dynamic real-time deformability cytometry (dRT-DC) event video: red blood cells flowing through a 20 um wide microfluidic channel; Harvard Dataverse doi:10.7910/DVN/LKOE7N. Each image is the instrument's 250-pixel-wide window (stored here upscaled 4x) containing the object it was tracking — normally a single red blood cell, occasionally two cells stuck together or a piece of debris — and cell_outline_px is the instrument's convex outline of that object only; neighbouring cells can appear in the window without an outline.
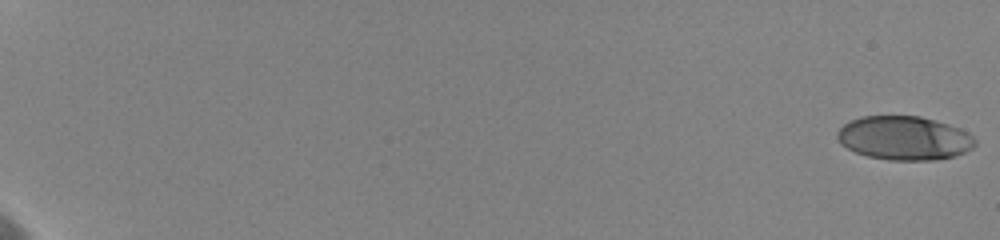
{"species": "human", "species_latin": "Homo sapiens", "temperature_condition": "cold", "stored_images_in_passage": 60, "camera_frame_rate_fps": 3000, "um_per_image_px": 0.085, "donor": {"sex": "female"}, "frame": {"image": 1, "passage_image": 1, "time_ms": 0.0, "image_size_px": [1000, 240], "cell_outline_px": [[976, 144], [972, 148], [956, 156], [936, 160], [888, 160], [868, 156], [856, 152], [840, 144], [836, 136], [836, 132], [848, 120], [860, 116], [920, 116], [936, 120], [960, 128], [968, 132], [976, 140]], "centroid_in_image_um": [76.85, 11.73], "position_along_channel_um": 8.1, "area_um2": 35.49}}
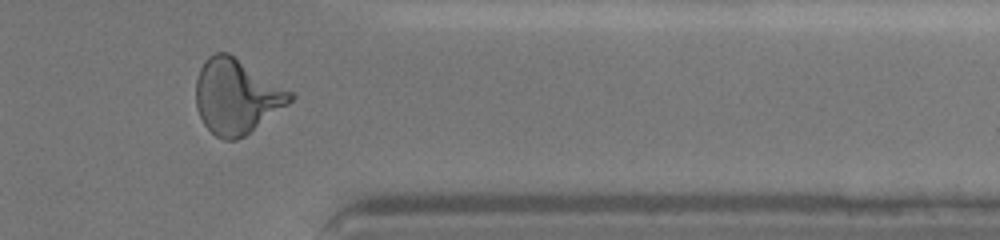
{"frame": {"image": 2, "passage_image": 54, "time_ms": 17.0, "image_size_px": [1000, 240], "cell_outline_px": [[296, 96], [288, 104], [244, 136], [236, 140], [224, 140], [216, 136], [204, 124], [196, 108], [196, 80], [200, 68], [204, 60], [208, 56], [216, 52], [228, 52], [292, 92]], "centroid_in_image_um": [20.07, 8.19], "position_along_channel_um": 391.3, "area_um2": 40.69}}
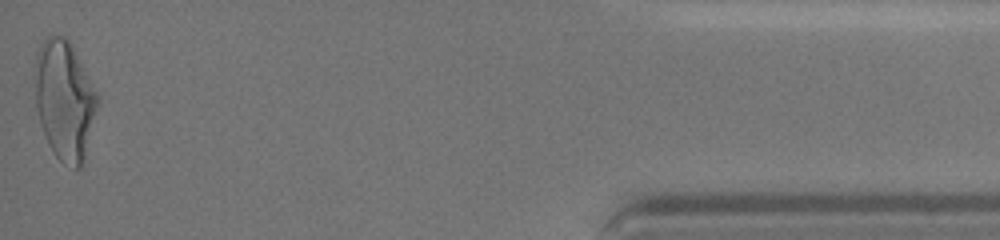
{"frame": {"image": 3, "passage_image": 60, "time_ms": 19.667, "image_size_px": [1000, 240], "cell_outline_px": [[96, 108], [84, 156], [80, 168], [76, 168], [64, 164], [52, 152], [48, 144], [36, 108], [32, 72], [32, 68], [36, 52], [44, 36], [52, 32], [64, 36], [72, 44], [96, 92]], "centroid_in_image_um": [5.4, 8.39], "position_along_channel_um": 429.8, "area_um2": 43.58}, "authors_computed_cell_mechanics": {"area_um2": 37.57, "velocity_mm_per_s": 3.6168, "shape_relaxation_time_tau1_ms": 4.5677, "shape_relaxation_time_tau2_ms": 1.4452, "deformation_change_tau1": 0.1972, "deformation_change_tau2": 0.0872}}